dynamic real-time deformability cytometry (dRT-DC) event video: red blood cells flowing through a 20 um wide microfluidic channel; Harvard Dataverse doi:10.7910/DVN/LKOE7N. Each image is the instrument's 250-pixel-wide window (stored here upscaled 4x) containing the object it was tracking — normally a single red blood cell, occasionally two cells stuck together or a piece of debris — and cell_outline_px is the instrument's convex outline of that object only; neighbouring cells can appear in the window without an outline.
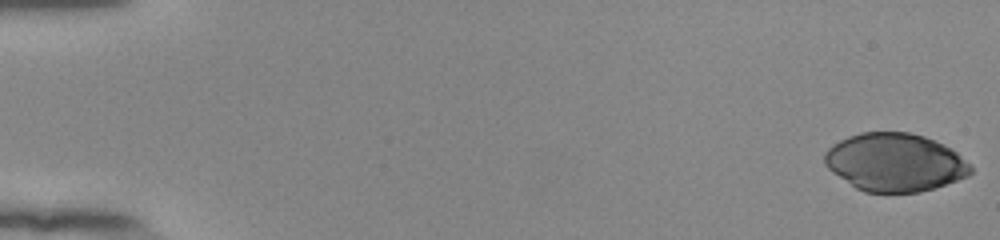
{"species": "human", "species_latin": "Homo sapiens", "temperature_condition": "room temperature", "stored_images_in_passage": 36, "camera_frame_rate_fps": 3000, "um_per_image_px": 0.085, "donor": {"sex": "female"}, "frame": {"image": 1, "passage_image": 1, "time_ms": 0.0, "image_size_px": [1000, 240], "cell_outline_px": [[972, 172], [968, 176], [920, 192], [864, 192], [856, 188], [832, 172], [824, 164], [824, 152], [832, 144], [848, 136], [860, 132], [908, 132], [924, 136], [944, 144], [952, 148], [972, 164]], "centroid_in_image_um": [76.07, 13.79], "position_along_channel_um": 8.9, "area_um2": 49.59}}
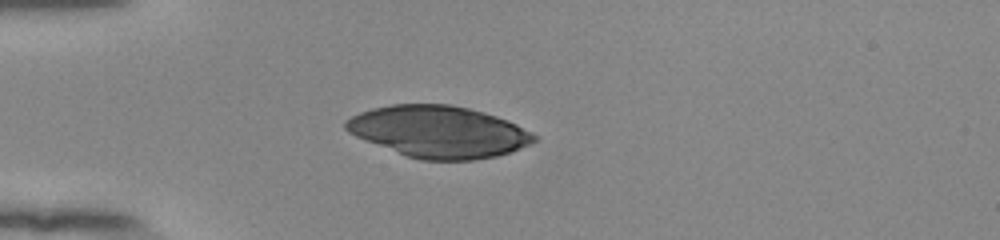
{"frame": {"image": 2, "passage_image": 16, "time_ms": 5.0, "image_size_px": [1000, 240], "cell_outline_px": [[540, 136], [532, 144], [512, 152], [496, 156], [476, 160], [420, 160], [408, 156], [356, 136], [348, 132], [344, 128], [344, 120], [360, 112], [372, 108], [392, 104], [452, 104], [484, 112], [508, 120]], "centroid_in_image_um": [37.33, 11.19], "position_along_channel_um": 47.7, "area_um2": 56.88}}